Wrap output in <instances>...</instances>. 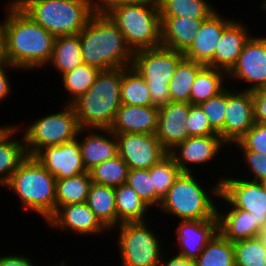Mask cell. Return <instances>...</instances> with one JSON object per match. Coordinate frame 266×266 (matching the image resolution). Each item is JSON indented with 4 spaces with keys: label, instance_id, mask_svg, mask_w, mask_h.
<instances>
[{
    "label": "cell",
    "instance_id": "51",
    "mask_svg": "<svg viewBox=\"0 0 266 266\" xmlns=\"http://www.w3.org/2000/svg\"><path fill=\"white\" fill-rule=\"evenodd\" d=\"M257 237L260 239V241L266 247V228L264 230L260 231Z\"/></svg>",
    "mask_w": 266,
    "mask_h": 266
},
{
    "label": "cell",
    "instance_id": "30",
    "mask_svg": "<svg viewBox=\"0 0 266 266\" xmlns=\"http://www.w3.org/2000/svg\"><path fill=\"white\" fill-rule=\"evenodd\" d=\"M118 225L125 222L148 221L145 217L150 208L126 183L114 188Z\"/></svg>",
    "mask_w": 266,
    "mask_h": 266
},
{
    "label": "cell",
    "instance_id": "35",
    "mask_svg": "<svg viewBox=\"0 0 266 266\" xmlns=\"http://www.w3.org/2000/svg\"><path fill=\"white\" fill-rule=\"evenodd\" d=\"M100 70L88 64H81L73 70L61 75L63 89L68 93V101L65 104H71L80 95L87 92L94 84Z\"/></svg>",
    "mask_w": 266,
    "mask_h": 266
},
{
    "label": "cell",
    "instance_id": "43",
    "mask_svg": "<svg viewBox=\"0 0 266 266\" xmlns=\"http://www.w3.org/2000/svg\"><path fill=\"white\" fill-rule=\"evenodd\" d=\"M186 126L189 137L218 135L210 126L206 114L199 105H191Z\"/></svg>",
    "mask_w": 266,
    "mask_h": 266
},
{
    "label": "cell",
    "instance_id": "21",
    "mask_svg": "<svg viewBox=\"0 0 266 266\" xmlns=\"http://www.w3.org/2000/svg\"><path fill=\"white\" fill-rule=\"evenodd\" d=\"M83 134L84 137L81 138ZM77 139L87 171L118 155L116 135L110 129L81 128Z\"/></svg>",
    "mask_w": 266,
    "mask_h": 266
},
{
    "label": "cell",
    "instance_id": "20",
    "mask_svg": "<svg viewBox=\"0 0 266 266\" xmlns=\"http://www.w3.org/2000/svg\"><path fill=\"white\" fill-rule=\"evenodd\" d=\"M175 230L178 253L190 259H196L208 242L218 232V219L180 220Z\"/></svg>",
    "mask_w": 266,
    "mask_h": 266
},
{
    "label": "cell",
    "instance_id": "24",
    "mask_svg": "<svg viewBox=\"0 0 266 266\" xmlns=\"http://www.w3.org/2000/svg\"><path fill=\"white\" fill-rule=\"evenodd\" d=\"M161 45L184 52L192 43L202 23L207 18L185 16H160Z\"/></svg>",
    "mask_w": 266,
    "mask_h": 266
},
{
    "label": "cell",
    "instance_id": "10",
    "mask_svg": "<svg viewBox=\"0 0 266 266\" xmlns=\"http://www.w3.org/2000/svg\"><path fill=\"white\" fill-rule=\"evenodd\" d=\"M149 221L125 222L117 226L116 244L121 266H159L164 247Z\"/></svg>",
    "mask_w": 266,
    "mask_h": 266
},
{
    "label": "cell",
    "instance_id": "39",
    "mask_svg": "<svg viewBox=\"0 0 266 266\" xmlns=\"http://www.w3.org/2000/svg\"><path fill=\"white\" fill-rule=\"evenodd\" d=\"M235 266H266V247L258 237L233 242Z\"/></svg>",
    "mask_w": 266,
    "mask_h": 266
},
{
    "label": "cell",
    "instance_id": "14",
    "mask_svg": "<svg viewBox=\"0 0 266 266\" xmlns=\"http://www.w3.org/2000/svg\"><path fill=\"white\" fill-rule=\"evenodd\" d=\"M255 123L252 91L226 86L224 142L230 147Z\"/></svg>",
    "mask_w": 266,
    "mask_h": 266
},
{
    "label": "cell",
    "instance_id": "36",
    "mask_svg": "<svg viewBox=\"0 0 266 266\" xmlns=\"http://www.w3.org/2000/svg\"><path fill=\"white\" fill-rule=\"evenodd\" d=\"M160 16L208 18L217 9L208 0H157Z\"/></svg>",
    "mask_w": 266,
    "mask_h": 266
},
{
    "label": "cell",
    "instance_id": "47",
    "mask_svg": "<svg viewBox=\"0 0 266 266\" xmlns=\"http://www.w3.org/2000/svg\"><path fill=\"white\" fill-rule=\"evenodd\" d=\"M12 69H16L17 71H19L18 68L10 65V64H6L5 66L0 68V102H2L3 100L8 99L9 95L12 93L11 89L13 86H11L12 84L10 83L11 81L9 80V75L7 72L9 70Z\"/></svg>",
    "mask_w": 266,
    "mask_h": 266
},
{
    "label": "cell",
    "instance_id": "18",
    "mask_svg": "<svg viewBox=\"0 0 266 266\" xmlns=\"http://www.w3.org/2000/svg\"><path fill=\"white\" fill-rule=\"evenodd\" d=\"M233 21V18L224 19L216 10L203 21L191 45L183 52L184 57L207 66L214 57L223 31Z\"/></svg>",
    "mask_w": 266,
    "mask_h": 266
},
{
    "label": "cell",
    "instance_id": "5",
    "mask_svg": "<svg viewBox=\"0 0 266 266\" xmlns=\"http://www.w3.org/2000/svg\"><path fill=\"white\" fill-rule=\"evenodd\" d=\"M193 175L194 173L180 174L163 197L158 207L160 212L180 220L218 219L217 203L214 202H217L216 197L221 195V181L217 180L215 185L207 190Z\"/></svg>",
    "mask_w": 266,
    "mask_h": 266
},
{
    "label": "cell",
    "instance_id": "16",
    "mask_svg": "<svg viewBox=\"0 0 266 266\" xmlns=\"http://www.w3.org/2000/svg\"><path fill=\"white\" fill-rule=\"evenodd\" d=\"M45 223L50 228L61 232L65 230L77 237L100 235L108 231L86 202L59 207Z\"/></svg>",
    "mask_w": 266,
    "mask_h": 266
},
{
    "label": "cell",
    "instance_id": "34",
    "mask_svg": "<svg viewBox=\"0 0 266 266\" xmlns=\"http://www.w3.org/2000/svg\"><path fill=\"white\" fill-rule=\"evenodd\" d=\"M196 261L198 266H235L233 242L217 232Z\"/></svg>",
    "mask_w": 266,
    "mask_h": 266
},
{
    "label": "cell",
    "instance_id": "29",
    "mask_svg": "<svg viewBox=\"0 0 266 266\" xmlns=\"http://www.w3.org/2000/svg\"><path fill=\"white\" fill-rule=\"evenodd\" d=\"M228 75L225 71L204 66L193 82L190 92V103L199 105L222 92L227 86Z\"/></svg>",
    "mask_w": 266,
    "mask_h": 266
},
{
    "label": "cell",
    "instance_id": "22",
    "mask_svg": "<svg viewBox=\"0 0 266 266\" xmlns=\"http://www.w3.org/2000/svg\"><path fill=\"white\" fill-rule=\"evenodd\" d=\"M241 20H234L222 33L214 57L207 65L225 71L227 74L236 65L245 42L251 36L249 27ZM248 29V30H247Z\"/></svg>",
    "mask_w": 266,
    "mask_h": 266
},
{
    "label": "cell",
    "instance_id": "37",
    "mask_svg": "<svg viewBox=\"0 0 266 266\" xmlns=\"http://www.w3.org/2000/svg\"><path fill=\"white\" fill-rule=\"evenodd\" d=\"M129 167L119 156L108 159L89 170L93 183L118 187L126 183Z\"/></svg>",
    "mask_w": 266,
    "mask_h": 266
},
{
    "label": "cell",
    "instance_id": "50",
    "mask_svg": "<svg viewBox=\"0 0 266 266\" xmlns=\"http://www.w3.org/2000/svg\"><path fill=\"white\" fill-rule=\"evenodd\" d=\"M9 64L6 58L4 33L0 26V68Z\"/></svg>",
    "mask_w": 266,
    "mask_h": 266
},
{
    "label": "cell",
    "instance_id": "42",
    "mask_svg": "<svg viewBox=\"0 0 266 266\" xmlns=\"http://www.w3.org/2000/svg\"><path fill=\"white\" fill-rule=\"evenodd\" d=\"M234 146L240 151H257L266 154V125L255 122L232 147Z\"/></svg>",
    "mask_w": 266,
    "mask_h": 266
},
{
    "label": "cell",
    "instance_id": "25",
    "mask_svg": "<svg viewBox=\"0 0 266 266\" xmlns=\"http://www.w3.org/2000/svg\"><path fill=\"white\" fill-rule=\"evenodd\" d=\"M219 199L224 202L225 206L227 205V211H222L219 205L217 206L218 232L225 239L236 242L258 236L260 230L256 227L250 212L234 208L222 195Z\"/></svg>",
    "mask_w": 266,
    "mask_h": 266
},
{
    "label": "cell",
    "instance_id": "6",
    "mask_svg": "<svg viewBox=\"0 0 266 266\" xmlns=\"http://www.w3.org/2000/svg\"><path fill=\"white\" fill-rule=\"evenodd\" d=\"M15 193L25 211L47 221L56 211V179L34 157L27 155L4 186Z\"/></svg>",
    "mask_w": 266,
    "mask_h": 266
},
{
    "label": "cell",
    "instance_id": "13",
    "mask_svg": "<svg viewBox=\"0 0 266 266\" xmlns=\"http://www.w3.org/2000/svg\"><path fill=\"white\" fill-rule=\"evenodd\" d=\"M229 80L243 81L251 86L240 90L254 91L266 87V37L250 36L236 65L227 74Z\"/></svg>",
    "mask_w": 266,
    "mask_h": 266
},
{
    "label": "cell",
    "instance_id": "2",
    "mask_svg": "<svg viewBox=\"0 0 266 266\" xmlns=\"http://www.w3.org/2000/svg\"><path fill=\"white\" fill-rule=\"evenodd\" d=\"M81 54L84 64L98 70L128 67L133 52L123 34L107 15L95 13L80 31Z\"/></svg>",
    "mask_w": 266,
    "mask_h": 266
},
{
    "label": "cell",
    "instance_id": "17",
    "mask_svg": "<svg viewBox=\"0 0 266 266\" xmlns=\"http://www.w3.org/2000/svg\"><path fill=\"white\" fill-rule=\"evenodd\" d=\"M34 157L56 180L87 172L77 138L57 146L44 147Z\"/></svg>",
    "mask_w": 266,
    "mask_h": 266
},
{
    "label": "cell",
    "instance_id": "27",
    "mask_svg": "<svg viewBox=\"0 0 266 266\" xmlns=\"http://www.w3.org/2000/svg\"><path fill=\"white\" fill-rule=\"evenodd\" d=\"M86 203L109 232L118 226L114 187L92 182Z\"/></svg>",
    "mask_w": 266,
    "mask_h": 266
},
{
    "label": "cell",
    "instance_id": "44",
    "mask_svg": "<svg viewBox=\"0 0 266 266\" xmlns=\"http://www.w3.org/2000/svg\"><path fill=\"white\" fill-rule=\"evenodd\" d=\"M242 162L251 174L250 181L262 182L266 179V154L257 151H241ZM246 163V164H245Z\"/></svg>",
    "mask_w": 266,
    "mask_h": 266
},
{
    "label": "cell",
    "instance_id": "41",
    "mask_svg": "<svg viewBox=\"0 0 266 266\" xmlns=\"http://www.w3.org/2000/svg\"><path fill=\"white\" fill-rule=\"evenodd\" d=\"M206 114L211 128L224 141V122L226 112V88L218 95L209 98L207 101L199 104Z\"/></svg>",
    "mask_w": 266,
    "mask_h": 266
},
{
    "label": "cell",
    "instance_id": "53",
    "mask_svg": "<svg viewBox=\"0 0 266 266\" xmlns=\"http://www.w3.org/2000/svg\"><path fill=\"white\" fill-rule=\"evenodd\" d=\"M68 263H65V261H61L60 260V262H59V264L57 263V264H55V265H53V266H69V265H67Z\"/></svg>",
    "mask_w": 266,
    "mask_h": 266
},
{
    "label": "cell",
    "instance_id": "32",
    "mask_svg": "<svg viewBox=\"0 0 266 266\" xmlns=\"http://www.w3.org/2000/svg\"><path fill=\"white\" fill-rule=\"evenodd\" d=\"M205 65L184 58L179 64L169 82L171 102L190 103V92L197 73Z\"/></svg>",
    "mask_w": 266,
    "mask_h": 266
},
{
    "label": "cell",
    "instance_id": "8",
    "mask_svg": "<svg viewBox=\"0 0 266 266\" xmlns=\"http://www.w3.org/2000/svg\"><path fill=\"white\" fill-rule=\"evenodd\" d=\"M184 54L164 46L133 53L132 67L142 76L150 91L152 106L160 108L170 102L169 82Z\"/></svg>",
    "mask_w": 266,
    "mask_h": 266
},
{
    "label": "cell",
    "instance_id": "52",
    "mask_svg": "<svg viewBox=\"0 0 266 266\" xmlns=\"http://www.w3.org/2000/svg\"><path fill=\"white\" fill-rule=\"evenodd\" d=\"M261 9L266 12V0H262V3L260 4Z\"/></svg>",
    "mask_w": 266,
    "mask_h": 266
},
{
    "label": "cell",
    "instance_id": "28",
    "mask_svg": "<svg viewBox=\"0 0 266 266\" xmlns=\"http://www.w3.org/2000/svg\"><path fill=\"white\" fill-rule=\"evenodd\" d=\"M83 64L79 34L58 36L54 39L52 56L47 64L64 74Z\"/></svg>",
    "mask_w": 266,
    "mask_h": 266
},
{
    "label": "cell",
    "instance_id": "9",
    "mask_svg": "<svg viewBox=\"0 0 266 266\" xmlns=\"http://www.w3.org/2000/svg\"><path fill=\"white\" fill-rule=\"evenodd\" d=\"M63 110L37 118L27 125L21 134L24 137L27 155L35 156L42 148L57 146L75 140L81 129L71 104Z\"/></svg>",
    "mask_w": 266,
    "mask_h": 266
},
{
    "label": "cell",
    "instance_id": "4",
    "mask_svg": "<svg viewBox=\"0 0 266 266\" xmlns=\"http://www.w3.org/2000/svg\"><path fill=\"white\" fill-rule=\"evenodd\" d=\"M54 37L76 35L95 14L94 0H12Z\"/></svg>",
    "mask_w": 266,
    "mask_h": 266
},
{
    "label": "cell",
    "instance_id": "49",
    "mask_svg": "<svg viewBox=\"0 0 266 266\" xmlns=\"http://www.w3.org/2000/svg\"><path fill=\"white\" fill-rule=\"evenodd\" d=\"M0 266H36L32 260L25 255H0Z\"/></svg>",
    "mask_w": 266,
    "mask_h": 266
},
{
    "label": "cell",
    "instance_id": "1",
    "mask_svg": "<svg viewBox=\"0 0 266 266\" xmlns=\"http://www.w3.org/2000/svg\"><path fill=\"white\" fill-rule=\"evenodd\" d=\"M5 7L6 17L1 19L0 26L4 33L8 63L21 71L46 68L52 56L55 37L12 0Z\"/></svg>",
    "mask_w": 266,
    "mask_h": 266
},
{
    "label": "cell",
    "instance_id": "54",
    "mask_svg": "<svg viewBox=\"0 0 266 266\" xmlns=\"http://www.w3.org/2000/svg\"><path fill=\"white\" fill-rule=\"evenodd\" d=\"M261 183H262L264 189L266 190V179H264Z\"/></svg>",
    "mask_w": 266,
    "mask_h": 266
},
{
    "label": "cell",
    "instance_id": "12",
    "mask_svg": "<svg viewBox=\"0 0 266 266\" xmlns=\"http://www.w3.org/2000/svg\"><path fill=\"white\" fill-rule=\"evenodd\" d=\"M115 135L118 155L128 165L129 170L150 169L168 154L155 134L125 133Z\"/></svg>",
    "mask_w": 266,
    "mask_h": 266
},
{
    "label": "cell",
    "instance_id": "15",
    "mask_svg": "<svg viewBox=\"0 0 266 266\" xmlns=\"http://www.w3.org/2000/svg\"><path fill=\"white\" fill-rule=\"evenodd\" d=\"M228 145L219 135L191 136L178 143L168 153L174 158L182 173H193L190 165L211 163ZM189 165V166H188Z\"/></svg>",
    "mask_w": 266,
    "mask_h": 266
},
{
    "label": "cell",
    "instance_id": "3",
    "mask_svg": "<svg viewBox=\"0 0 266 266\" xmlns=\"http://www.w3.org/2000/svg\"><path fill=\"white\" fill-rule=\"evenodd\" d=\"M123 67L100 70L94 84L71 103L85 129H109L121 106Z\"/></svg>",
    "mask_w": 266,
    "mask_h": 266
},
{
    "label": "cell",
    "instance_id": "45",
    "mask_svg": "<svg viewBox=\"0 0 266 266\" xmlns=\"http://www.w3.org/2000/svg\"><path fill=\"white\" fill-rule=\"evenodd\" d=\"M252 95L255 122L266 125V87L252 91Z\"/></svg>",
    "mask_w": 266,
    "mask_h": 266
},
{
    "label": "cell",
    "instance_id": "33",
    "mask_svg": "<svg viewBox=\"0 0 266 266\" xmlns=\"http://www.w3.org/2000/svg\"><path fill=\"white\" fill-rule=\"evenodd\" d=\"M121 103L135 106H152L148 85L132 66L123 67Z\"/></svg>",
    "mask_w": 266,
    "mask_h": 266
},
{
    "label": "cell",
    "instance_id": "26",
    "mask_svg": "<svg viewBox=\"0 0 266 266\" xmlns=\"http://www.w3.org/2000/svg\"><path fill=\"white\" fill-rule=\"evenodd\" d=\"M19 127V128H18ZM21 126H0V186L4 187L10 180L12 174L17 170L20 162L27 156L24 137L19 135ZM19 132V133H17ZM21 139V140H20Z\"/></svg>",
    "mask_w": 266,
    "mask_h": 266
},
{
    "label": "cell",
    "instance_id": "48",
    "mask_svg": "<svg viewBox=\"0 0 266 266\" xmlns=\"http://www.w3.org/2000/svg\"><path fill=\"white\" fill-rule=\"evenodd\" d=\"M164 255L162 253L159 266H198L196 259H190L178 253L168 259H165Z\"/></svg>",
    "mask_w": 266,
    "mask_h": 266
},
{
    "label": "cell",
    "instance_id": "7",
    "mask_svg": "<svg viewBox=\"0 0 266 266\" xmlns=\"http://www.w3.org/2000/svg\"><path fill=\"white\" fill-rule=\"evenodd\" d=\"M107 16L136 52L161 46V18L157 0H145L111 10Z\"/></svg>",
    "mask_w": 266,
    "mask_h": 266
},
{
    "label": "cell",
    "instance_id": "19",
    "mask_svg": "<svg viewBox=\"0 0 266 266\" xmlns=\"http://www.w3.org/2000/svg\"><path fill=\"white\" fill-rule=\"evenodd\" d=\"M191 103L168 102L159 109L158 124L155 136L162 146L169 152L178 143L189 137L186 119Z\"/></svg>",
    "mask_w": 266,
    "mask_h": 266
},
{
    "label": "cell",
    "instance_id": "38",
    "mask_svg": "<svg viewBox=\"0 0 266 266\" xmlns=\"http://www.w3.org/2000/svg\"><path fill=\"white\" fill-rule=\"evenodd\" d=\"M155 192L163 199L182 171L168 153L149 169Z\"/></svg>",
    "mask_w": 266,
    "mask_h": 266
},
{
    "label": "cell",
    "instance_id": "23",
    "mask_svg": "<svg viewBox=\"0 0 266 266\" xmlns=\"http://www.w3.org/2000/svg\"><path fill=\"white\" fill-rule=\"evenodd\" d=\"M158 115L159 109L155 106L121 104L109 129L115 134H155Z\"/></svg>",
    "mask_w": 266,
    "mask_h": 266
},
{
    "label": "cell",
    "instance_id": "11",
    "mask_svg": "<svg viewBox=\"0 0 266 266\" xmlns=\"http://www.w3.org/2000/svg\"><path fill=\"white\" fill-rule=\"evenodd\" d=\"M221 181V195L236 209L251 213L256 227L262 231L266 228V190L261 182L246 178L225 177Z\"/></svg>",
    "mask_w": 266,
    "mask_h": 266
},
{
    "label": "cell",
    "instance_id": "40",
    "mask_svg": "<svg viewBox=\"0 0 266 266\" xmlns=\"http://www.w3.org/2000/svg\"><path fill=\"white\" fill-rule=\"evenodd\" d=\"M126 184L140 196L150 209L160 206L162 198L155 192L149 169L129 170Z\"/></svg>",
    "mask_w": 266,
    "mask_h": 266
},
{
    "label": "cell",
    "instance_id": "46",
    "mask_svg": "<svg viewBox=\"0 0 266 266\" xmlns=\"http://www.w3.org/2000/svg\"><path fill=\"white\" fill-rule=\"evenodd\" d=\"M145 0H94V11L97 14L107 15L111 10Z\"/></svg>",
    "mask_w": 266,
    "mask_h": 266
},
{
    "label": "cell",
    "instance_id": "31",
    "mask_svg": "<svg viewBox=\"0 0 266 266\" xmlns=\"http://www.w3.org/2000/svg\"><path fill=\"white\" fill-rule=\"evenodd\" d=\"M91 184L89 171L56 180V210L68 204L85 203Z\"/></svg>",
    "mask_w": 266,
    "mask_h": 266
}]
</instances>
